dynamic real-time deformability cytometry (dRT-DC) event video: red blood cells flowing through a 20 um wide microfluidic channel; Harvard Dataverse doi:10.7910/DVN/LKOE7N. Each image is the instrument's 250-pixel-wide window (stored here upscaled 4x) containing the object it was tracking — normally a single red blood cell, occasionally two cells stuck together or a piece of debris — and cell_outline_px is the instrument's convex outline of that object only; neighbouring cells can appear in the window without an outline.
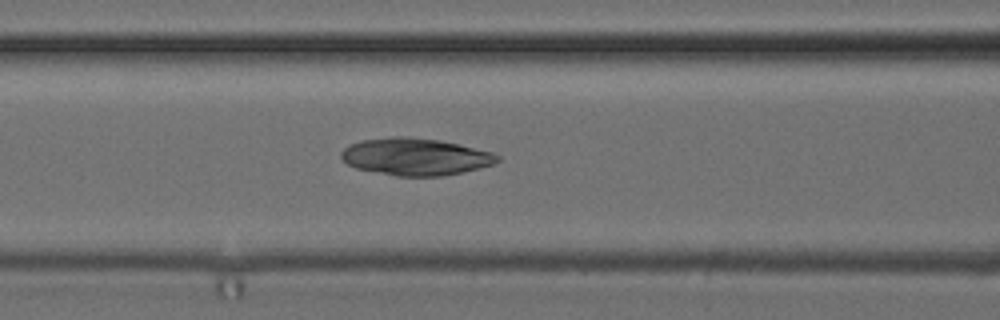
{"species": "common noctule bat (a hibernating species)", "species_latin": "Nyctalus noctula", "temperature_condition": "cold", "stored_images_in_passage": 51, "camera_frame_rate_fps": 3000, "um_per_image_px": 0.085, "animal": {"sex": "female", "body_mass_g": 24.6, "forearm_length_mm": 56.2}, "frame": {"image": 1, "passage_image": 21, "time_ms": 6.667, "image_size_px": [1000, 320], "cell_outline_px": [[500, 160], [496, 164], [480, 168], [444, 176], [396, 176], [356, 168], [348, 164], [340, 156], [340, 152], [348, 144], [364, 140], [392, 136], [404, 136], [440, 140], [460, 144], [492, 152], [500, 156]], "centroid_in_image_um": [35.34, 13.32], "position_along_channel_um": 131.3, "area_um2": 33.99}}
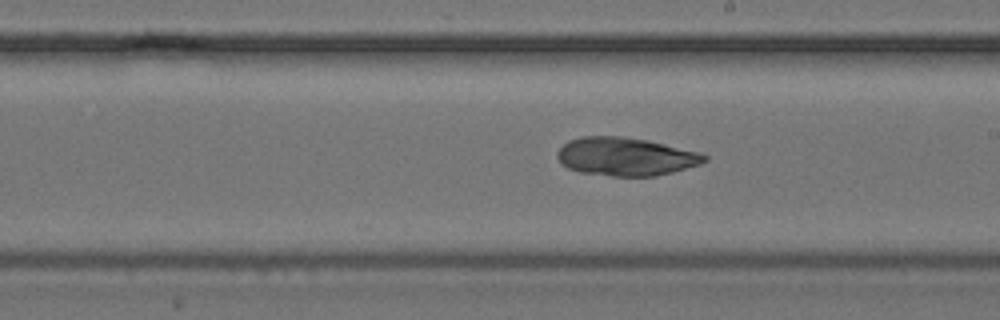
{"frame": {"image": 2, "passage_image": 29, "time_ms": 9.333, "image_size_px": [1000, 320], "cell_outline_px": [[708, 160], [700, 164], [672, 172], [656, 176], [612, 176], [580, 172], [568, 168], [560, 164], [556, 156], [556, 152], [568, 140], [580, 136], [624, 136], [648, 140], [700, 152], [708, 156]], "centroid_in_image_um": [53.16, 13.3], "position_along_channel_um": 235.8, "area_um2": 33.06}}
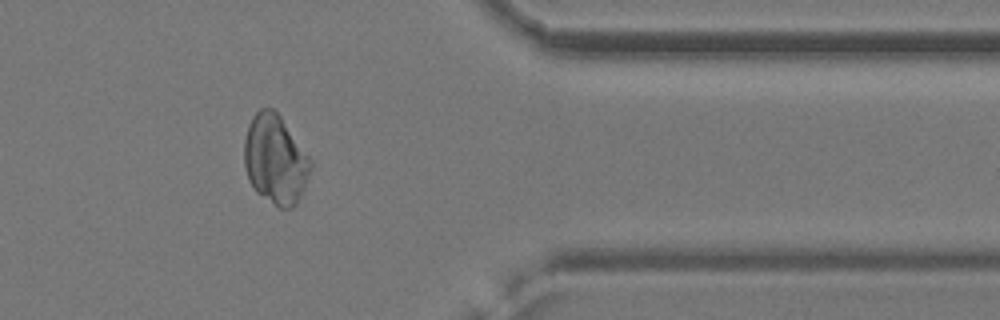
{"frame": {"image": 3, "passage_image": 42, "time_ms": 13.667, "image_size_px": [1000, 320], "cell_outline_px": [[312, 164], [304, 188], [296, 204], [292, 208], [280, 208], [256, 192], [252, 188], [248, 180], [244, 164], [244, 140], [248, 124], [252, 116], [260, 108], [272, 108], [280, 116], [312, 160]], "centroid_in_image_um": [23.38, 13.55], "position_along_channel_um": 388.0, "area_um2": 34.45}}